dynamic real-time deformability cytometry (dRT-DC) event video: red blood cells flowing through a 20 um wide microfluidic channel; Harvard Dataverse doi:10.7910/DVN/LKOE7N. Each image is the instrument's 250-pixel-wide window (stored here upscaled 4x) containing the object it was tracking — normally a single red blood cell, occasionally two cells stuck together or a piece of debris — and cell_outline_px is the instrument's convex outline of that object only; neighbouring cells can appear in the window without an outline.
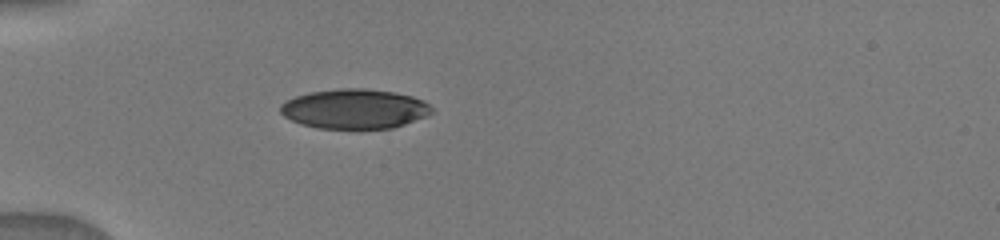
{"species": "human", "species_latin": "Homo sapiens", "temperature_condition": "warm", "stored_images_in_passage": 13, "camera_frame_rate_fps": 3000, "um_per_image_px": 0.085, "donor": {"sex": "male"}, "frame": {"image": 1, "passage_image": 1, "time_ms": 0.0, "image_size_px": [1000, 240], "cell_outline_px": [[432, 112], [424, 116], [404, 124], [392, 128], [316, 128], [300, 124], [284, 116], [280, 112], [280, 104], [296, 96], [312, 92], [340, 88], [364, 88], [396, 92], [412, 96], [424, 100], [432, 108]], "centroid_in_image_um": [30.13, 9.25], "position_along_channel_um": 54.9, "area_um2": 34.8}}
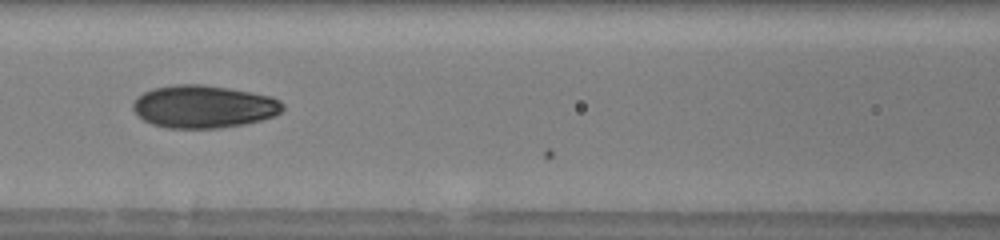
{"frame": {"image": 2, "passage_image": 9, "time_ms": 2.667, "image_size_px": [1000, 240], "cell_outline_px": [[284, 108], [276, 116], [244, 124], [216, 128], [168, 128], [152, 124], [144, 120], [132, 108], [132, 104], [144, 92], [152, 88], [176, 84], [200, 84], [228, 88], [252, 92], [272, 96], [280, 100], [284, 104]], "centroid_in_image_um": [17.34, 9.06], "position_along_channel_um": 149.3, "area_um2": 37.22}}
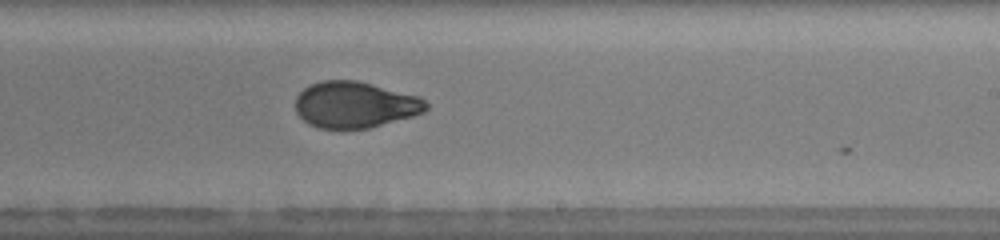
{"frame": {"image": 3, "passage_image": 13, "time_ms": 5.333, "image_size_px": [1000, 240], "cell_outline_px": [[428, 108], [424, 112], [412, 116], [368, 128], [316, 128], [308, 124], [296, 112], [296, 96], [304, 88], [320, 80], [356, 80], [420, 96], [428, 104]], "centroid_in_image_um": [30.17, 8.89], "position_along_channel_um": 258.8, "area_um2": 35.14}}